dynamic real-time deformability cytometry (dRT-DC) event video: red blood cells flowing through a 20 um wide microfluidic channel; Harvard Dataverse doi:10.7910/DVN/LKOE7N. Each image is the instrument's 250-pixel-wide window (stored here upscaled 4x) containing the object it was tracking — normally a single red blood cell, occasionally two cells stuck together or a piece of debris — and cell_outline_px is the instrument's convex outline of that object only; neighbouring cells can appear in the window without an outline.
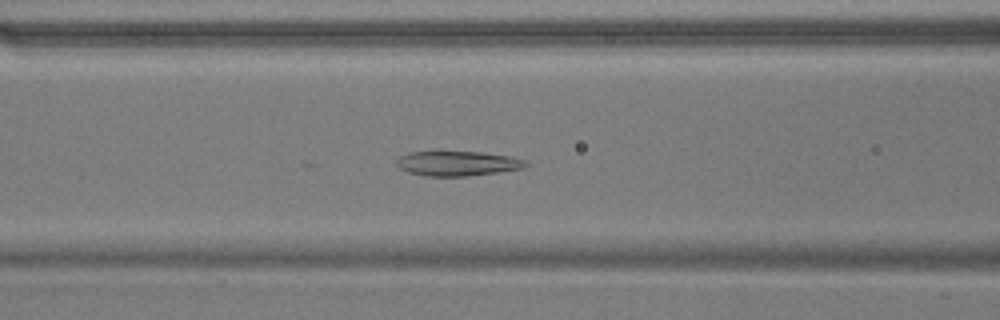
{"species": "common noctule bat (a hibernating species)", "species_latin": "Nyctalus noctula", "temperature_condition": "warm", "stored_images_in_passage": 53, "camera_frame_rate_fps": 3000, "um_per_image_px": 0.085, "animal": {"sex": "male", "body_mass_g": 17.9}, "frame": {"image": 1, "passage_image": 21, "time_ms": 6.667, "image_size_px": [1000, 320], "cell_outline_px": [[528, 164], [524, 168], [468, 176], [424, 176], [408, 172], [400, 168], [396, 164], [396, 160], [400, 156], [408, 152], [480, 152], [508, 156], [524, 160]], "centroid_in_image_um": [38.85, 13.9], "position_along_channel_um": 127.8, "area_um2": 18.44}}
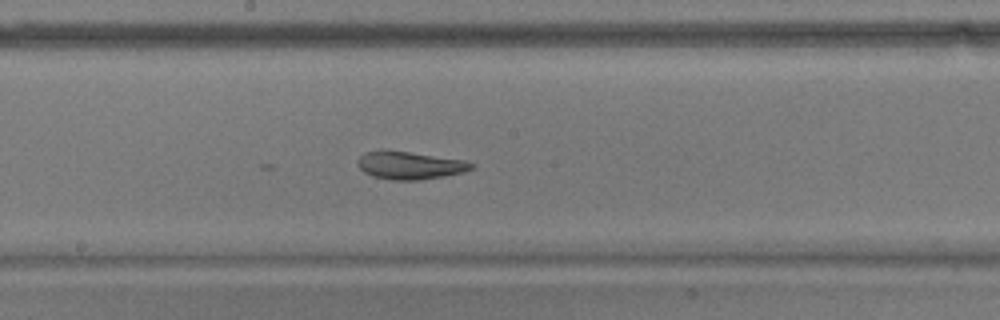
{"frame": {"image": 2, "passage_image": 28, "time_ms": 9.0, "image_size_px": [1000, 320], "cell_outline_px": [[476, 164], [472, 168], [464, 172], [444, 176], [420, 180], [388, 180], [372, 176], [364, 172], [356, 164], [356, 160], [364, 152], [380, 148], [464, 160]], "centroid_in_image_um": [34.76, 14.04], "position_along_channel_um": 213.4, "area_um2": 18.73}}
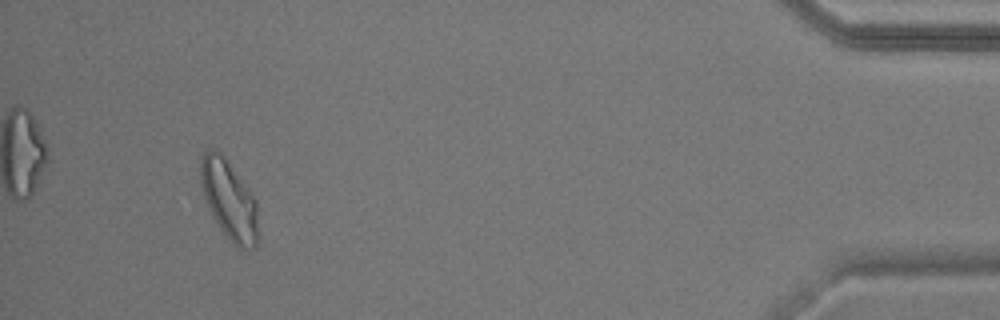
{"frame": {"image": 3, "passage_image": 50, "time_ms": 16.333, "image_size_px": [1000, 320], "cell_outline_px": [[256, 244], [252, 248], [240, 248], [232, 244], [220, 228], [204, 196], [200, 184], [200, 160], [204, 152], [208, 148], [212, 148], [220, 152], [224, 156], [252, 192], [256, 200]], "centroid_in_image_um": [19.45, 16.93], "position_along_channel_um": 415.8, "area_um2": 26.18}, "authors_computed_cell_mechanics": {"area_um2": 22.4264, "velocity_mm_per_s": 3.6699, "shape_relaxation_time_tau1_ms": null, "shape_relaxation_time_tau2_ms": 3.0555, "deformation_change_tau1": null, "deformation_change_tau2": 0.1054}}